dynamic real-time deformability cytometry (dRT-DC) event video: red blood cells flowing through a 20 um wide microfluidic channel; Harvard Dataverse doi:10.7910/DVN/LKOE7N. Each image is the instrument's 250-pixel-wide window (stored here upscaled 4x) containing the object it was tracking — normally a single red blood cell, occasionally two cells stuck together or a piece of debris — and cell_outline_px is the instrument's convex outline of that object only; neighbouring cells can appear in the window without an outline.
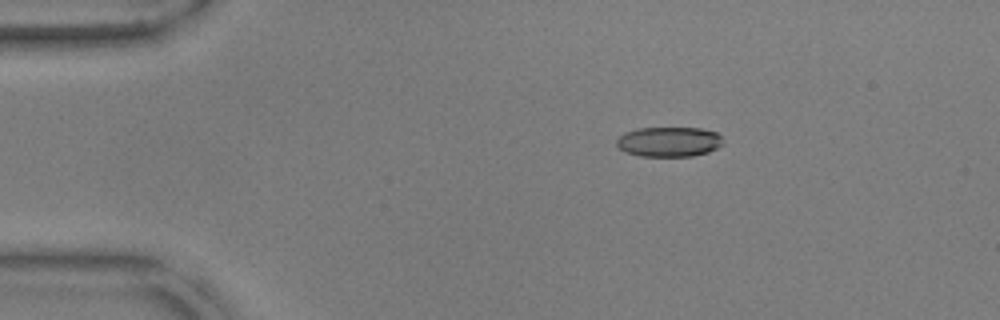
{"species": "common noctule bat (a hibernating species)", "species_latin": "Nyctalus noctula", "temperature_condition": "warm", "stored_images_in_passage": 47, "camera_frame_rate_fps": 3000, "um_per_image_px": 0.085, "animal": {"sex": "male", "body_mass_g": 17.9, "forearm_length_mm": 54.2}, "frame": {"image": 1, "passage_image": 1, "time_ms": 0.0, "image_size_px": [1000, 320], "cell_outline_px": [[724, 144], [708, 152], [692, 156], [640, 156], [624, 152], [616, 144], [616, 140], [624, 132], [640, 128], [700, 128], [716, 132], [724, 140]], "centroid_in_image_um": [56.87, 12.05], "position_along_channel_um": 28.1, "area_um2": 18.61}}
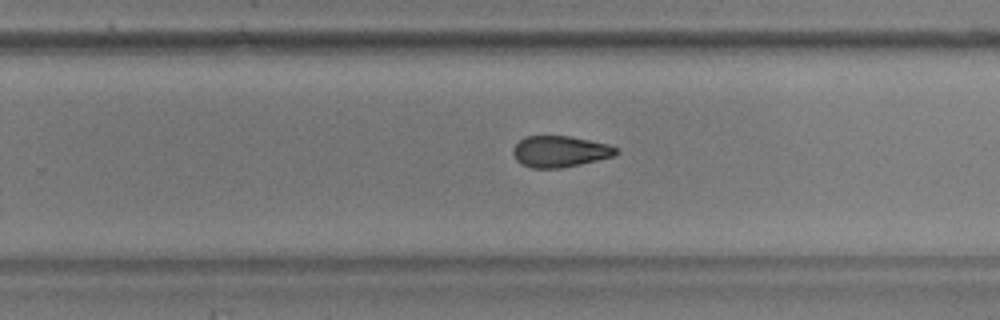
{"frame": {"image": 2, "passage_image": 27, "time_ms": 8.667, "image_size_px": [1000, 320], "cell_outline_px": [[620, 152], [616, 156], [580, 164], [560, 168], [532, 168], [520, 164], [516, 160], [512, 152], [512, 148], [524, 136], [568, 136], [608, 144], [616, 148]], "centroid_in_image_um": [47.58, 12.88], "position_along_channel_um": 282.2, "area_um2": 18.84}}
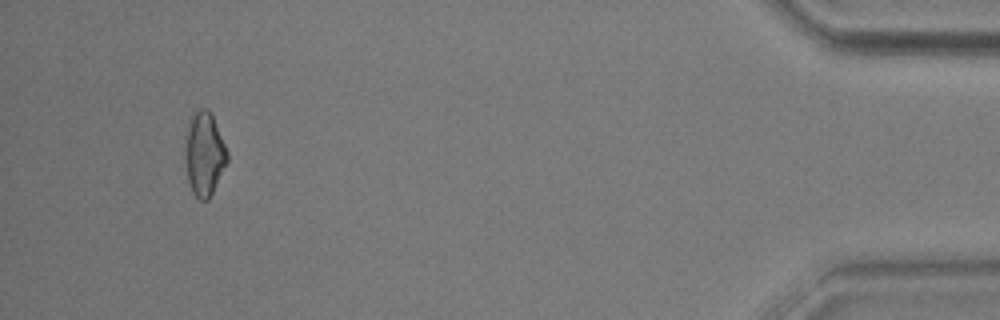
{"frame": {"image": 3, "passage_image": 44, "time_ms": 14.333, "image_size_px": [1000, 320], "cell_outline_px": [[228, 160], [208, 200], [200, 200], [192, 192], [188, 180], [184, 156], [184, 148], [188, 120], [192, 112], [200, 108], [208, 108], [212, 116], [228, 152]], "centroid_in_image_um": [17.33, 13.05], "position_along_channel_um": 417.9, "area_um2": 20.58}, "authors_computed_cell_mechanics": {"area_um2": 19.8254, "velocity_mm_per_s": 3.6129, "shape_relaxation_time_tau1_ms": 11.1221, "shape_relaxation_time_tau2_ms": 6.1605, "deformation_change_tau1": 0.1983, "deformation_change_tau2": 0.1396}}